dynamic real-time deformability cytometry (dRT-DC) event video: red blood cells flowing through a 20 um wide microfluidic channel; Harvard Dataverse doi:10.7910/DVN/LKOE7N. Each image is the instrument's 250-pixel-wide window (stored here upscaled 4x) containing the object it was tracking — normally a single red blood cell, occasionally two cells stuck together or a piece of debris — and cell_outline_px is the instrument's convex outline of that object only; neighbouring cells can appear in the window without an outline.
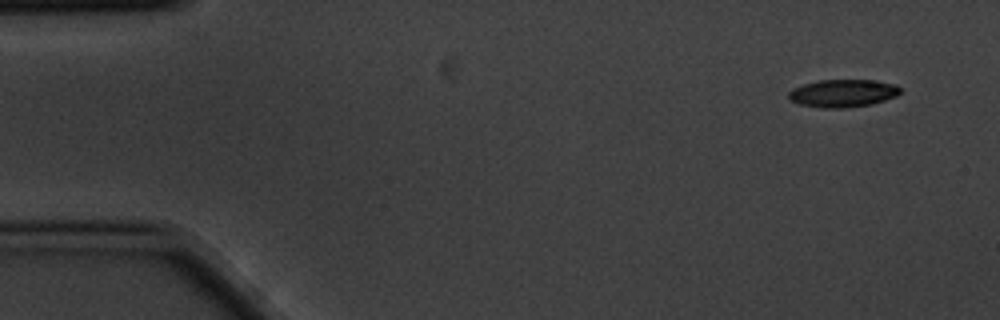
{"species": "common noctule bat (a hibernating species)", "species_latin": "Nyctalus noctula", "temperature_condition": "cold", "stored_images_in_passage": 6, "camera_frame_rate_fps": 3000, "um_per_image_px": 0.085, "animal": {"sex": "male", "body_mass_g": 20.1, "forearm_length_mm": 53.5}, "frame": {"image": 1, "passage_image": 1, "time_ms": 0.0, "image_size_px": [1000, 320], "cell_outline_px": [[900, 92], [896, 96], [872, 104], [844, 108], [824, 108], [800, 104], [788, 100], [788, 92], [792, 88], [804, 84], [820, 80], [876, 80], [896, 84], [900, 88]], "centroid_in_image_um": [71.63, 7.92], "position_along_channel_um": 13.4, "area_um2": 18.09}}
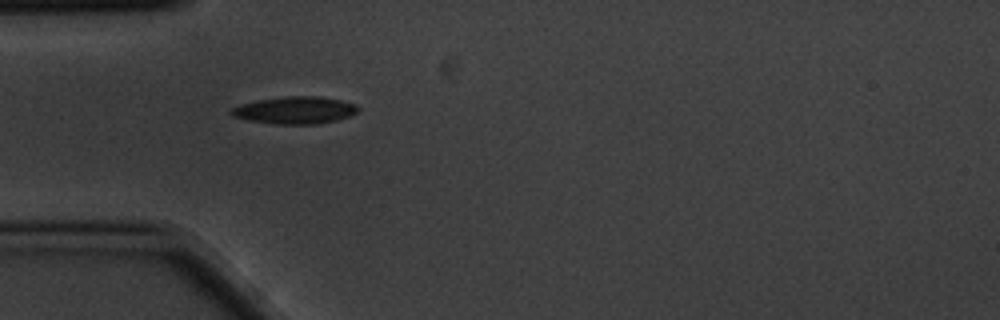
{"frame": {"image": 2, "passage_image": 4, "time_ms": 1.0, "image_size_px": [1000, 320], "cell_outline_px": [[360, 108], [356, 112], [348, 116], [336, 120], [316, 124], [276, 124], [248, 120], [232, 116], [228, 112], [232, 108], [240, 104], [260, 100], [288, 96], [320, 96], [340, 100], [356, 104]], "centroid_in_image_um": [25.06, 9.37], "position_along_channel_um": 59.9, "area_um2": 20.0}}